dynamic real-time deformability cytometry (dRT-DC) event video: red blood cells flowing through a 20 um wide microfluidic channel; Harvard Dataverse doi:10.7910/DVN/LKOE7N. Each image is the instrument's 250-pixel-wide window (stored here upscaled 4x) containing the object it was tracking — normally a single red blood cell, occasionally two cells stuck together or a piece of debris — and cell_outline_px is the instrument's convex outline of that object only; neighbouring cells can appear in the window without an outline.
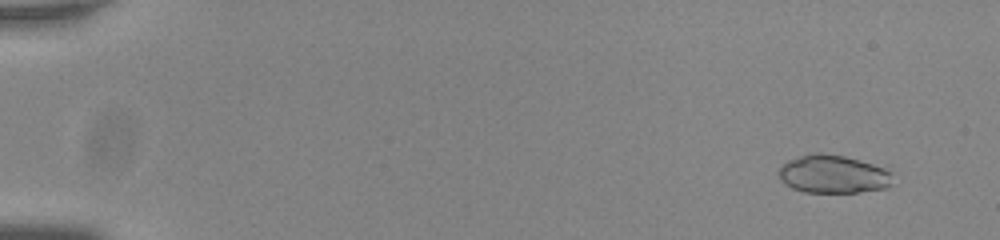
{"species": "common noctule bat (a hibernating species)", "species_latin": "Nyctalus noctula", "temperature_condition": "room temperature", "stored_images_in_passage": 55, "camera_frame_rate_fps": 3000, "um_per_image_px": 0.085, "animal": {"sex": "male", "body_mass_g": 20.0, "forearm_length_mm": 53.3}, "frame": {"image": 1, "passage_image": 3, "time_ms": 0.667, "image_size_px": [1000, 240], "cell_outline_px": [[892, 184], [888, 188], [860, 192], [804, 192], [792, 188], [784, 184], [780, 180], [776, 172], [788, 160], [800, 156], [816, 152], [820, 152], [844, 156], [860, 160], [884, 168], [888, 172]], "centroid_in_image_um": [70.77, 14.81], "position_along_channel_um": 14.2, "area_um2": 25.32}}
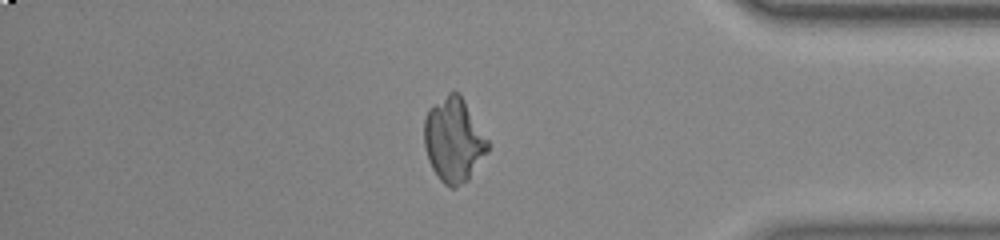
{"frame": {"image": 2, "passage_image": 47, "time_ms": 15.333, "image_size_px": [1000, 240], "cell_outline_px": [[488, 152], [468, 180], [456, 188], [448, 188], [440, 180], [432, 168], [428, 160], [424, 144], [424, 120], [428, 108], [432, 104], [452, 88], [460, 92], [488, 140]], "centroid_in_image_um": [38.55, 11.86], "position_along_channel_um": 396.7, "area_um2": 31.73}}
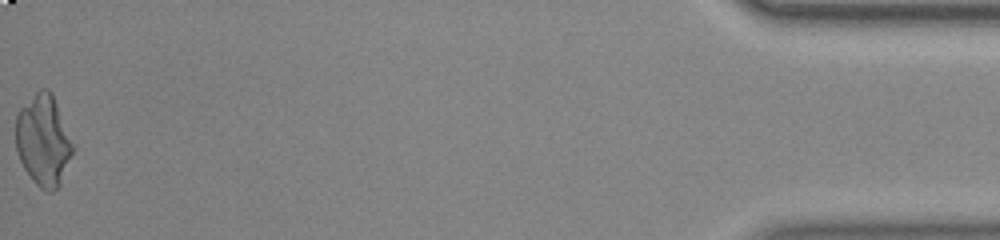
{"frame": {"image": 3, "passage_image": 55, "time_ms": 18.0, "image_size_px": [1000, 240], "cell_outline_px": [[72, 152], [60, 184], [52, 192], [48, 192], [40, 188], [32, 180], [24, 168], [16, 152], [16, 116], [20, 108], [40, 88], [48, 88], [52, 92], [72, 144]], "centroid_in_image_um": [3.65, 11.93], "position_along_channel_um": 431.6, "area_um2": 29.77}}